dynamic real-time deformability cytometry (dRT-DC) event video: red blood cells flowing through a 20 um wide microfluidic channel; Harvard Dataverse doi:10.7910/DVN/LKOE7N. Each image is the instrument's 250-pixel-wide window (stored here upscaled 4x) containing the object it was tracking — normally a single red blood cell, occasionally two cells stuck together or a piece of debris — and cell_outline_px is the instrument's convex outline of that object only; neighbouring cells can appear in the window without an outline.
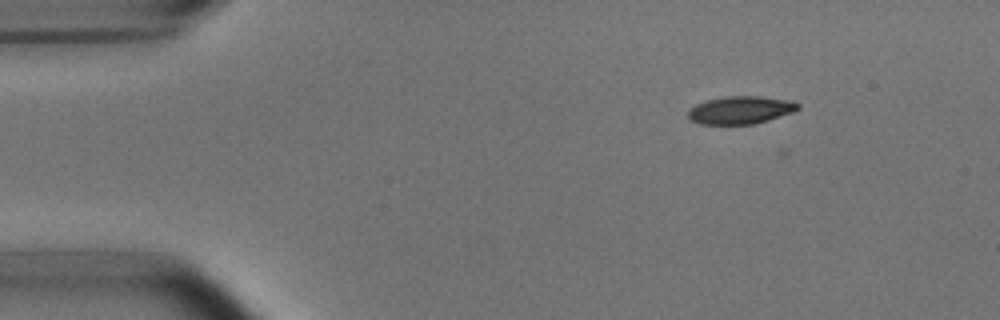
{"species": "common noctule bat (a hibernating species)", "species_latin": "Nyctalus noctula", "temperature_condition": "room temperature", "stored_images_in_passage": 3, "camera_frame_rate_fps": 3000, "um_per_image_px": 0.085, "animal": {"sex": "male", "body_mass_g": 15.6}, "frame": {"image": 1, "passage_image": 1, "time_ms": 0.0, "image_size_px": [1000, 320], "cell_outline_px": [[800, 108], [792, 112], [768, 120], [752, 124], [700, 124], [688, 120], [688, 108], [696, 104], [708, 100], [724, 96], [760, 96], [792, 100], [800, 104]], "centroid_in_image_um": [62.93, 9.35], "position_along_channel_um": 22.1, "area_um2": 17.92}}